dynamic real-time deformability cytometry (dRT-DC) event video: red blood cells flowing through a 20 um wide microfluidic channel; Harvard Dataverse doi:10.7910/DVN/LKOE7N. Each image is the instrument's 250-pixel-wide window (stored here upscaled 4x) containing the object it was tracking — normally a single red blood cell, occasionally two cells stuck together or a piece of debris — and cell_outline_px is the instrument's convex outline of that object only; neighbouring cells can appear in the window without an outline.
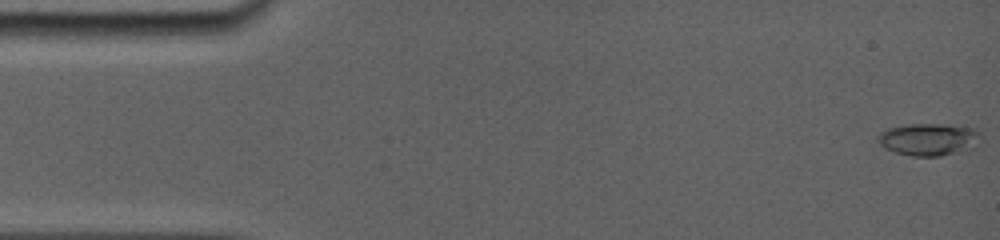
{"species": "common noctule bat (a hibernating species)", "species_latin": "Nyctalus noctula", "temperature_condition": "room temperature", "stored_images_in_passage": 87, "camera_frame_rate_fps": 5000, "um_per_image_px": 0.085, "animal": {"sex": "female", "body_mass_g": 19.0, "forearm_length_mm": 56.7}, "frame": {"image": 1, "passage_image": 1, "time_ms": 0.0, "image_size_px": [1000, 240], "cell_outline_px": [[980, 144], [964, 152], [940, 156], [912, 156], [896, 152], [884, 148], [876, 140], [876, 136], [880, 132], [888, 128], [904, 124], [940, 124], [972, 128], [980, 132]], "centroid_in_image_um": [78.94, 11.85], "position_along_channel_um": 6.1, "area_um2": 19.65}}
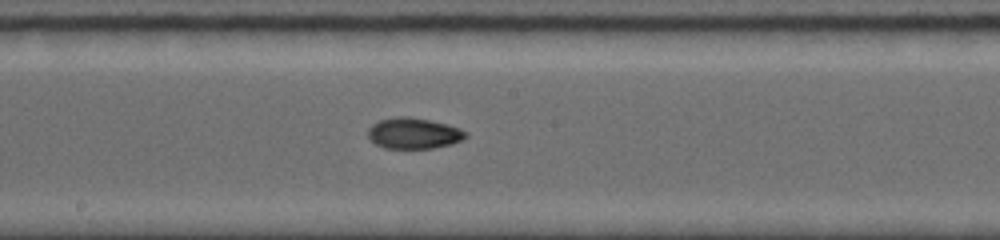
{"frame": {"image": 2, "passage_image": 49, "time_ms": 8.6, "image_size_px": [1000, 240], "cell_outline_px": [[468, 136], [452, 144], [432, 148], [384, 148], [376, 144], [368, 136], [368, 128], [372, 124], [380, 120], [396, 116], [408, 116], [448, 124], [460, 128], [468, 132]], "centroid_in_image_um": [35.17, 11.32], "position_along_channel_um": 213.0, "area_um2": 17.63}}
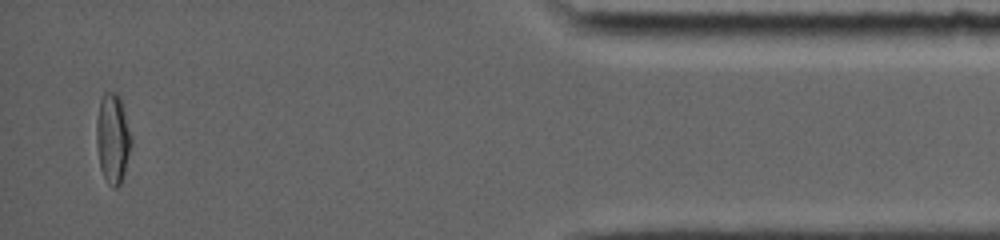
{"frame": {"image": 3, "passage_image": 87, "time_ms": 15.4, "image_size_px": [1000, 240], "cell_outline_px": [[132, 144], [124, 176], [120, 184], [116, 188], [112, 188], [104, 180], [100, 168], [96, 144], [96, 120], [100, 100], [104, 92], [116, 92], [120, 96], [132, 136]], "centroid_in_image_um": [9.59, 11.79], "position_along_channel_um": 425.6, "area_um2": 18.73}, "authors_computed_cell_mechanics": {"area_um2": 16.9932, "velocity_mm_per_s": 3.9015, "shape_relaxation_time_tau1_ms": null, "shape_relaxation_time_tau2_ms": 1.9265, "deformation_change_tau1": null, "deformation_change_tau2": 0.0524}}